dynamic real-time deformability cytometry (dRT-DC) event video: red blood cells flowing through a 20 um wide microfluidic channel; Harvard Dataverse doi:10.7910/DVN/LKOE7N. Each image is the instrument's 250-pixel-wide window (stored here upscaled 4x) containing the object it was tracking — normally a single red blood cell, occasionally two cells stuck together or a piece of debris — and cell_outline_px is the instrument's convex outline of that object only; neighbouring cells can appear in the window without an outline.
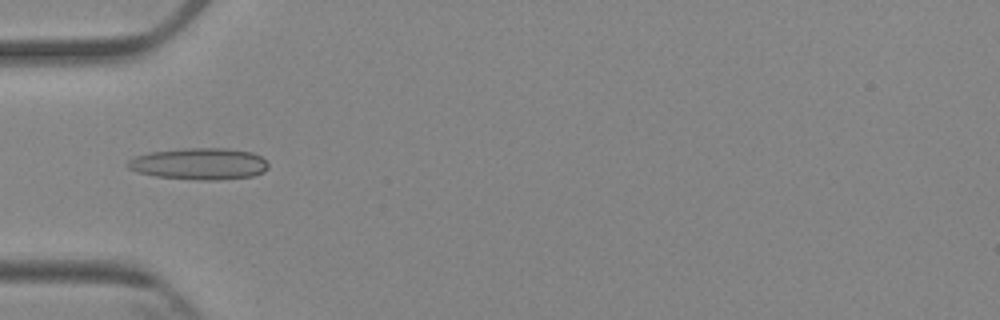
{"species": "Egyptian fruit bat (a non-hibernating species)", "species_latin": "Rousettus aegyptiacus", "temperature_condition": "cold", "stored_images_in_passage": 4, "camera_frame_rate_fps": 3000, "um_per_image_px": 0.085, "animal": {"sex": "female"}, "frame": {"image": 1, "passage_image": 4, "time_ms": 3.333, "image_size_px": [1000, 320], "cell_outline_px": [[268, 168], [264, 172], [252, 176], [220, 180], [200, 180], [156, 176], [136, 172], [128, 168], [124, 164], [132, 156], [148, 152], [184, 148], [228, 148], [252, 152], [260, 156], [268, 164]], "centroid_in_image_um": [16.9, 13.92], "position_along_channel_um": 68.1, "area_um2": 26.24}}